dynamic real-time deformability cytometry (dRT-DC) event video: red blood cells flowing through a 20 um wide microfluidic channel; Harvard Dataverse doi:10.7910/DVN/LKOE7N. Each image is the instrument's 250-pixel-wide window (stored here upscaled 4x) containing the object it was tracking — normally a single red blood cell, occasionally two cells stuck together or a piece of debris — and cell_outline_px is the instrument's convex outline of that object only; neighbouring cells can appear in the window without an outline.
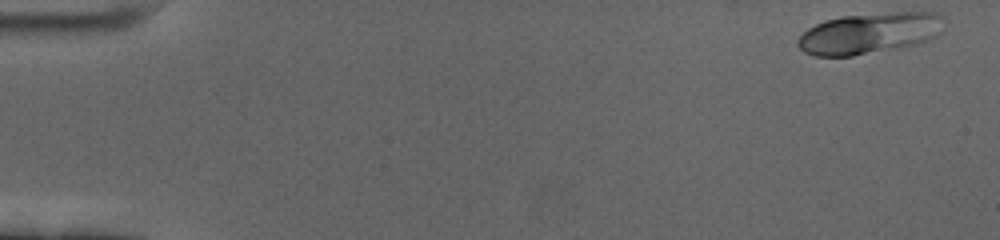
{"species": "human", "species_latin": "Homo sapiens", "temperature_condition": "cold", "stored_images_in_passage": 57, "camera_frame_rate_fps": 3000, "um_per_image_px": 0.085, "donor": {"sex": "female"}, "frame": {"image": 1, "passage_image": 1, "time_ms": 0.0, "image_size_px": [1000, 240], "cell_outline_px": [[944, 16], [940, 36], [916, 44], [900, 48], [852, 56], [812, 56], [804, 52], [796, 44], [796, 40], [808, 28], [824, 20], [840, 16], [896, 12], [936, 12]], "centroid_in_image_um": [73.91, 2.83], "position_along_channel_um": 11.1, "area_um2": 35.37}}
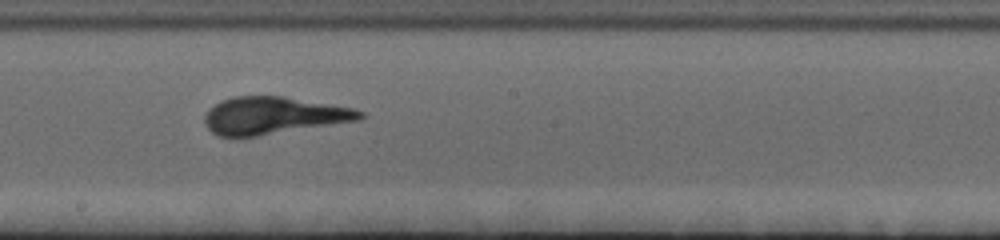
{"frame": {"image": 2, "passage_image": 32, "time_ms": 10.333, "image_size_px": [1000, 240], "cell_outline_px": [[364, 116], [360, 120], [256, 136], [216, 136], [208, 128], [204, 120], [204, 116], [208, 108], [220, 100], [236, 96], [284, 96], [352, 108], [364, 112]], "centroid_in_image_um": [23.2, 9.81], "position_along_channel_um": 225.0, "area_um2": 33.58}}
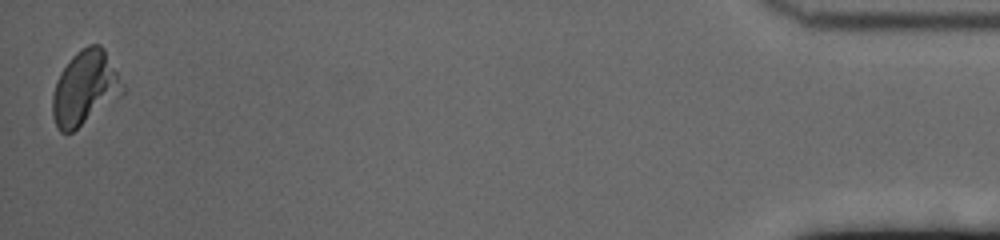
{"frame": {"image": 3, "passage_image": 57, "time_ms": 18.667, "image_size_px": [1000, 240], "cell_outline_px": [[124, 92], [120, 96], [72, 132], [60, 132], [56, 128], [52, 116], [52, 96], [56, 80], [60, 72], [68, 60], [76, 52], [88, 44], [100, 44], [104, 48], [124, 84]], "centroid_in_image_um": [7.2, 7.46], "position_along_channel_um": 428.0, "area_um2": 30.35}}